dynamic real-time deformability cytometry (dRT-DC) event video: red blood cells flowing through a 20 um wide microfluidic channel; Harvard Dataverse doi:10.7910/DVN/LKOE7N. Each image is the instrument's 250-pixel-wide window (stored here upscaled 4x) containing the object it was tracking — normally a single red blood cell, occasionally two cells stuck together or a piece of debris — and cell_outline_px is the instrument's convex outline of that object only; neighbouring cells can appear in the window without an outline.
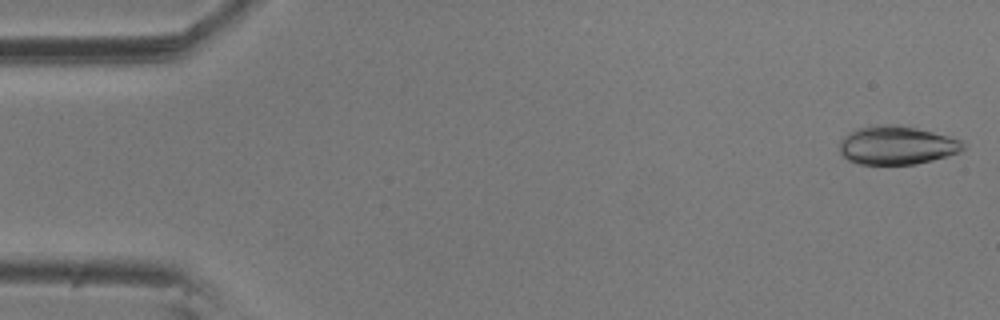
{"species": "common noctule bat (a hibernating species)", "species_latin": "Nyctalus noctula", "temperature_condition": "room temperature", "stored_images_in_passage": 5, "camera_frame_rate_fps": 3000, "um_per_image_px": 0.085, "animal": {"sex": "male", "body_mass_g": 20.5, "forearm_length_mm": 52.5}, "frame": {"image": 1, "passage_image": 1, "time_ms": 0.0, "image_size_px": [1000, 320], "cell_outline_px": [[964, 148], [960, 152], [932, 160], [916, 164], [856, 164], [848, 160], [840, 152], [840, 140], [848, 132], [856, 128], [872, 124], [900, 124], [948, 136], [960, 140], [964, 144]], "centroid_in_image_um": [76.18, 12.33], "position_along_channel_um": 8.8, "area_um2": 27.92}}